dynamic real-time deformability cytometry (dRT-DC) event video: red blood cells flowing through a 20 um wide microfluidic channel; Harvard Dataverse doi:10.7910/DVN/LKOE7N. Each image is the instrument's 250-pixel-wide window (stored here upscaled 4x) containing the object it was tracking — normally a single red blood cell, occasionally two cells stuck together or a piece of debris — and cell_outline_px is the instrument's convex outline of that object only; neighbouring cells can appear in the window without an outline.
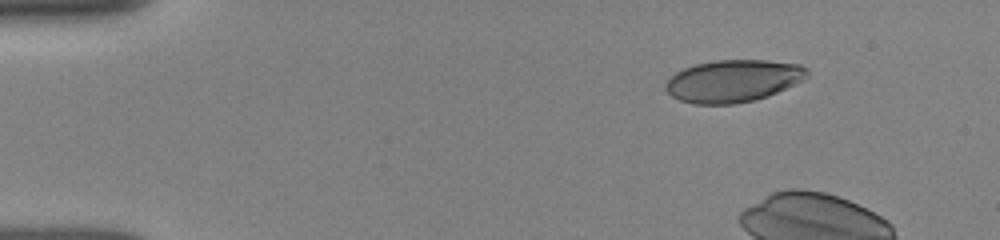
{"species": "human", "species_latin": "Homo sapiens", "temperature_condition": "room temperature", "stored_images_in_passage": 15, "camera_frame_rate_fps": 3000, "um_per_image_px": 0.085, "donor": {"sex": "female"}, "frame": {"image": 1, "passage_image": 1, "time_ms": 0.0, "image_size_px": [1000, 240], "cell_outline_px": [[808, 76], [804, 80], [768, 96], [752, 100], [732, 104], [692, 104], [680, 100], [672, 96], [664, 88], [664, 84], [676, 72], [684, 68], [696, 64], [716, 60], [768, 60], [800, 64], [808, 68]], "centroid_in_image_um": [62.33, 6.87], "position_along_channel_um": 22.7, "area_um2": 34.91}}